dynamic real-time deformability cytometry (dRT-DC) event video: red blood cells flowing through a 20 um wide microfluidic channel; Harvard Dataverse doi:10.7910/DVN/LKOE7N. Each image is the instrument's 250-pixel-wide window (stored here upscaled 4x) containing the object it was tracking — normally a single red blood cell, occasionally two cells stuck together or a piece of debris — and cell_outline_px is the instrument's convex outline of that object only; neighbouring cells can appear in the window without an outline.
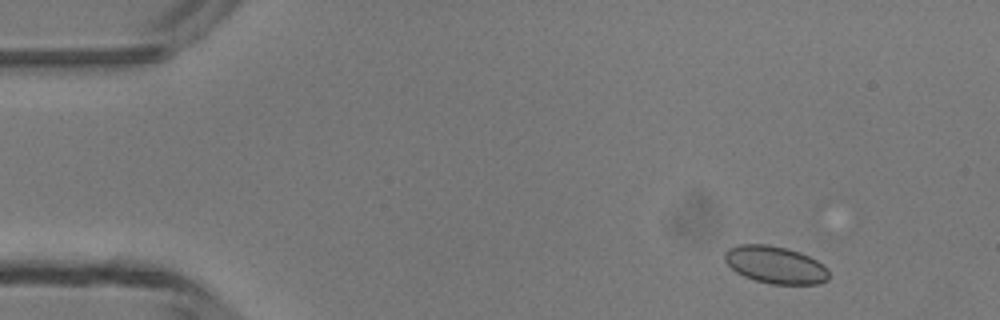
{"species": "common noctule bat (a hibernating species)", "species_latin": "Nyctalus noctula", "temperature_condition": "room temperature", "stored_images_in_passage": 5, "camera_frame_rate_fps": 3000, "um_per_image_px": 0.085, "animal": {"sex": "male", "body_mass_g": 13.3}, "frame": {"image": 1, "passage_image": 1, "time_ms": 0.0, "image_size_px": [1000, 320], "cell_outline_px": [[828, 280], [820, 284], [772, 284], [756, 280], [744, 276], [736, 272], [724, 260], [724, 252], [728, 248], [740, 244], [768, 244], [800, 252], [816, 260], [828, 268]], "centroid_in_image_um": [65.9, 22.51], "position_along_channel_um": 19.1, "area_um2": 22.66}}
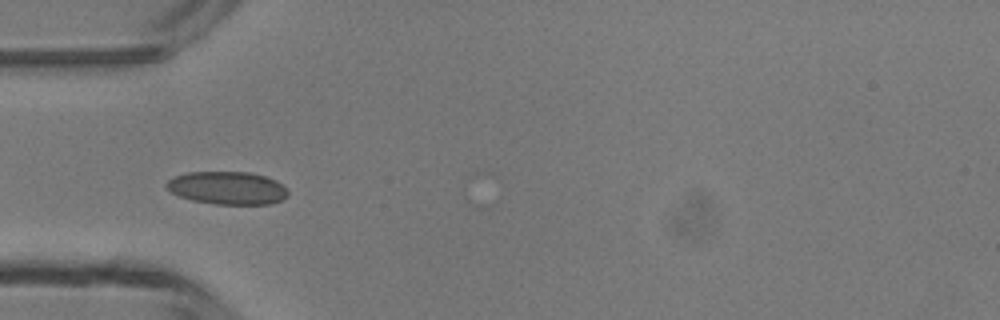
{"frame": {"image": 2, "passage_image": 3, "time_ms": 3.333, "image_size_px": [1000, 320], "cell_outline_px": [[288, 196], [272, 204], [216, 204], [192, 200], [180, 196], [172, 192], [164, 184], [168, 180], [176, 176], [188, 172], [248, 172], [264, 176], [276, 180], [288, 192]], "centroid_in_image_um": [19.33, 15.98], "position_along_channel_um": 65.7, "area_um2": 23.06}}
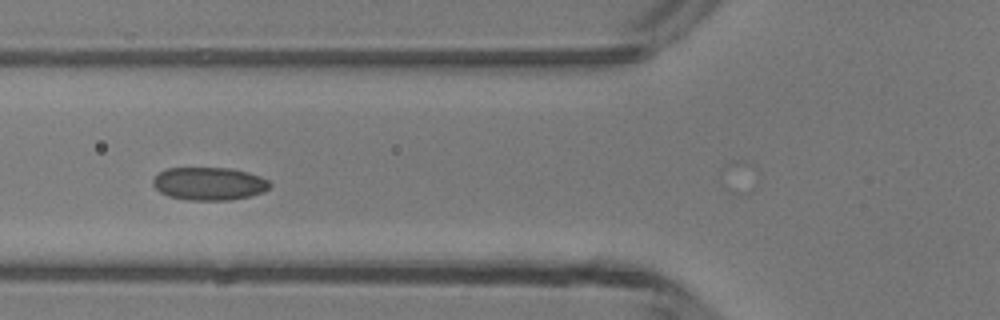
{"frame": {"image": 3, "passage_image": 4, "time_ms": 4.333, "image_size_px": [1000, 320], "cell_outline_px": [[272, 184], [264, 192], [232, 200], [188, 200], [168, 196], [160, 192], [152, 184], [152, 180], [164, 168], [232, 168], [248, 172], [260, 176], [268, 180]], "centroid_in_image_um": [17.78, 15.61], "position_along_channel_um": 108.0, "area_um2": 22.54}}